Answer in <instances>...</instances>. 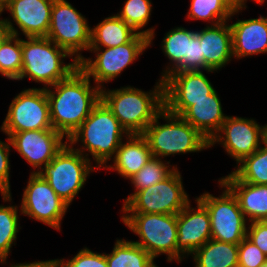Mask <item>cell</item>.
Masks as SVG:
<instances>
[{"mask_svg": "<svg viewBox=\"0 0 267 267\" xmlns=\"http://www.w3.org/2000/svg\"><path fill=\"white\" fill-rule=\"evenodd\" d=\"M166 120L160 124L159 119ZM148 142L153 157L161 158L175 154L201 152L210 148L209 141L181 116L165 108L142 133Z\"/></svg>", "mask_w": 267, "mask_h": 267, "instance_id": "5", "label": "cell"}, {"mask_svg": "<svg viewBox=\"0 0 267 267\" xmlns=\"http://www.w3.org/2000/svg\"><path fill=\"white\" fill-rule=\"evenodd\" d=\"M195 267H238V245L210 239L192 255Z\"/></svg>", "mask_w": 267, "mask_h": 267, "instance_id": "25", "label": "cell"}, {"mask_svg": "<svg viewBox=\"0 0 267 267\" xmlns=\"http://www.w3.org/2000/svg\"><path fill=\"white\" fill-rule=\"evenodd\" d=\"M64 138L54 129L28 130L13 133L10 141L14 150L34 168L33 173H38L67 143Z\"/></svg>", "mask_w": 267, "mask_h": 267, "instance_id": "16", "label": "cell"}, {"mask_svg": "<svg viewBox=\"0 0 267 267\" xmlns=\"http://www.w3.org/2000/svg\"><path fill=\"white\" fill-rule=\"evenodd\" d=\"M163 85L164 108L178 116L215 89L203 70L171 72L163 78Z\"/></svg>", "mask_w": 267, "mask_h": 267, "instance_id": "14", "label": "cell"}, {"mask_svg": "<svg viewBox=\"0 0 267 267\" xmlns=\"http://www.w3.org/2000/svg\"><path fill=\"white\" fill-rule=\"evenodd\" d=\"M62 267H108L105 253H97L85 247L74 257L66 259H56Z\"/></svg>", "mask_w": 267, "mask_h": 267, "instance_id": "35", "label": "cell"}, {"mask_svg": "<svg viewBox=\"0 0 267 267\" xmlns=\"http://www.w3.org/2000/svg\"><path fill=\"white\" fill-rule=\"evenodd\" d=\"M7 142L0 140V193L3 199V202H11L12 195L10 190V150H11V141L8 136Z\"/></svg>", "mask_w": 267, "mask_h": 267, "instance_id": "36", "label": "cell"}, {"mask_svg": "<svg viewBox=\"0 0 267 267\" xmlns=\"http://www.w3.org/2000/svg\"><path fill=\"white\" fill-rule=\"evenodd\" d=\"M127 142H121L112 157L113 165H106L103 169L117 171L124 179L135 175L153 157L148 142L142 134H129Z\"/></svg>", "mask_w": 267, "mask_h": 267, "instance_id": "23", "label": "cell"}, {"mask_svg": "<svg viewBox=\"0 0 267 267\" xmlns=\"http://www.w3.org/2000/svg\"><path fill=\"white\" fill-rule=\"evenodd\" d=\"M224 188L219 196L204 192L197 199L206 207L210 215L211 239L239 244L247 235V220L240 209L237 198L218 180Z\"/></svg>", "mask_w": 267, "mask_h": 267, "instance_id": "9", "label": "cell"}, {"mask_svg": "<svg viewBox=\"0 0 267 267\" xmlns=\"http://www.w3.org/2000/svg\"><path fill=\"white\" fill-rule=\"evenodd\" d=\"M233 57L241 59L267 53V17L237 20L230 24Z\"/></svg>", "mask_w": 267, "mask_h": 267, "instance_id": "19", "label": "cell"}, {"mask_svg": "<svg viewBox=\"0 0 267 267\" xmlns=\"http://www.w3.org/2000/svg\"><path fill=\"white\" fill-rule=\"evenodd\" d=\"M163 161L161 158L152 157L135 175L129 180L134 186V193L124 199L123 206L138 192L151 185L159 183L167 178L177 167L170 165V162ZM172 167V168H171Z\"/></svg>", "mask_w": 267, "mask_h": 267, "instance_id": "31", "label": "cell"}, {"mask_svg": "<svg viewBox=\"0 0 267 267\" xmlns=\"http://www.w3.org/2000/svg\"><path fill=\"white\" fill-rule=\"evenodd\" d=\"M237 165V169L232 173L240 181L253 185H267V149L262 145Z\"/></svg>", "mask_w": 267, "mask_h": 267, "instance_id": "32", "label": "cell"}, {"mask_svg": "<svg viewBox=\"0 0 267 267\" xmlns=\"http://www.w3.org/2000/svg\"><path fill=\"white\" fill-rule=\"evenodd\" d=\"M21 201V214L60 230L69 205L50 187L38 173L31 172Z\"/></svg>", "mask_w": 267, "mask_h": 267, "instance_id": "13", "label": "cell"}, {"mask_svg": "<svg viewBox=\"0 0 267 267\" xmlns=\"http://www.w3.org/2000/svg\"><path fill=\"white\" fill-rule=\"evenodd\" d=\"M264 144V148L267 149V125L263 126V132H262V145Z\"/></svg>", "mask_w": 267, "mask_h": 267, "instance_id": "42", "label": "cell"}, {"mask_svg": "<svg viewBox=\"0 0 267 267\" xmlns=\"http://www.w3.org/2000/svg\"><path fill=\"white\" fill-rule=\"evenodd\" d=\"M96 169L98 168L91 165L90 159L66 143L38 174L70 206L89 174Z\"/></svg>", "mask_w": 267, "mask_h": 267, "instance_id": "7", "label": "cell"}, {"mask_svg": "<svg viewBox=\"0 0 267 267\" xmlns=\"http://www.w3.org/2000/svg\"><path fill=\"white\" fill-rule=\"evenodd\" d=\"M267 262V256L249 239L238 244V267H260Z\"/></svg>", "mask_w": 267, "mask_h": 267, "instance_id": "37", "label": "cell"}, {"mask_svg": "<svg viewBox=\"0 0 267 267\" xmlns=\"http://www.w3.org/2000/svg\"><path fill=\"white\" fill-rule=\"evenodd\" d=\"M137 32L116 14L106 17L91 28L89 48H109L128 43Z\"/></svg>", "mask_w": 267, "mask_h": 267, "instance_id": "24", "label": "cell"}, {"mask_svg": "<svg viewBox=\"0 0 267 267\" xmlns=\"http://www.w3.org/2000/svg\"><path fill=\"white\" fill-rule=\"evenodd\" d=\"M219 181L237 198L240 209L249 223L267 221V185L242 182L232 171Z\"/></svg>", "mask_w": 267, "mask_h": 267, "instance_id": "21", "label": "cell"}, {"mask_svg": "<svg viewBox=\"0 0 267 267\" xmlns=\"http://www.w3.org/2000/svg\"><path fill=\"white\" fill-rule=\"evenodd\" d=\"M196 31L175 27L167 32L161 42V49L168 57L170 65L162 72L161 79L170 74L185 58H188L189 40ZM172 64V65H171Z\"/></svg>", "mask_w": 267, "mask_h": 267, "instance_id": "28", "label": "cell"}, {"mask_svg": "<svg viewBox=\"0 0 267 267\" xmlns=\"http://www.w3.org/2000/svg\"><path fill=\"white\" fill-rule=\"evenodd\" d=\"M254 2H256L257 4H263L265 2V0H253Z\"/></svg>", "mask_w": 267, "mask_h": 267, "instance_id": "45", "label": "cell"}, {"mask_svg": "<svg viewBox=\"0 0 267 267\" xmlns=\"http://www.w3.org/2000/svg\"><path fill=\"white\" fill-rule=\"evenodd\" d=\"M122 222L140 241H133L154 259L165 254L167 261L177 260V214L125 213Z\"/></svg>", "mask_w": 267, "mask_h": 267, "instance_id": "6", "label": "cell"}, {"mask_svg": "<svg viewBox=\"0 0 267 267\" xmlns=\"http://www.w3.org/2000/svg\"><path fill=\"white\" fill-rule=\"evenodd\" d=\"M181 173L176 168L167 178L138 191L124 206L123 213L178 214L189 202Z\"/></svg>", "mask_w": 267, "mask_h": 267, "instance_id": "10", "label": "cell"}, {"mask_svg": "<svg viewBox=\"0 0 267 267\" xmlns=\"http://www.w3.org/2000/svg\"><path fill=\"white\" fill-rule=\"evenodd\" d=\"M2 12H4V10L0 7V16H1ZM1 20H2V19L0 18V21H1Z\"/></svg>", "mask_w": 267, "mask_h": 267, "instance_id": "46", "label": "cell"}, {"mask_svg": "<svg viewBox=\"0 0 267 267\" xmlns=\"http://www.w3.org/2000/svg\"><path fill=\"white\" fill-rule=\"evenodd\" d=\"M4 21L10 28L11 35L0 47V74L10 80H17L22 70L20 33L13 26L12 20L6 18Z\"/></svg>", "mask_w": 267, "mask_h": 267, "instance_id": "27", "label": "cell"}, {"mask_svg": "<svg viewBox=\"0 0 267 267\" xmlns=\"http://www.w3.org/2000/svg\"><path fill=\"white\" fill-rule=\"evenodd\" d=\"M7 0H0V7L3 9Z\"/></svg>", "mask_w": 267, "mask_h": 267, "instance_id": "44", "label": "cell"}, {"mask_svg": "<svg viewBox=\"0 0 267 267\" xmlns=\"http://www.w3.org/2000/svg\"><path fill=\"white\" fill-rule=\"evenodd\" d=\"M151 12V0H126L123 9L116 15L135 32L147 36L149 38V45H151L155 38L154 27L142 30L148 24Z\"/></svg>", "mask_w": 267, "mask_h": 267, "instance_id": "30", "label": "cell"}, {"mask_svg": "<svg viewBox=\"0 0 267 267\" xmlns=\"http://www.w3.org/2000/svg\"><path fill=\"white\" fill-rule=\"evenodd\" d=\"M10 28L5 23L4 19L0 21V47L3 42L11 35Z\"/></svg>", "mask_w": 267, "mask_h": 267, "instance_id": "40", "label": "cell"}, {"mask_svg": "<svg viewBox=\"0 0 267 267\" xmlns=\"http://www.w3.org/2000/svg\"><path fill=\"white\" fill-rule=\"evenodd\" d=\"M88 20L66 0H54L47 38L68 51L79 62L81 51L89 50L91 27Z\"/></svg>", "mask_w": 267, "mask_h": 267, "instance_id": "11", "label": "cell"}, {"mask_svg": "<svg viewBox=\"0 0 267 267\" xmlns=\"http://www.w3.org/2000/svg\"><path fill=\"white\" fill-rule=\"evenodd\" d=\"M181 117L196 128L209 142L218 133L227 115L214 89L208 98L194 101Z\"/></svg>", "mask_w": 267, "mask_h": 267, "instance_id": "22", "label": "cell"}, {"mask_svg": "<svg viewBox=\"0 0 267 267\" xmlns=\"http://www.w3.org/2000/svg\"><path fill=\"white\" fill-rule=\"evenodd\" d=\"M150 47L149 38L136 34L128 43L109 48H89L95 53V59L83 57L79 61V68L102 89L103 83H108L118 77L133 61Z\"/></svg>", "mask_w": 267, "mask_h": 267, "instance_id": "8", "label": "cell"}, {"mask_svg": "<svg viewBox=\"0 0 267 267\" xmlns=\"http://www.w3.org/2000/svg\"><path fill=\"white\" fill-rule=\"evenodd\" d=\"M248 226L246 238L267 256V221L251 222Z\"/></svg>", "mask_w": 267, "mask_h": 267, "instance_id": "38", "label": "cell"}, {"mask_svg": "<svg viewBox=\"0 0 267 267\" xmlns=\"http://www.w3.org/2000/svg\"><path fill=\"white\" fill-rule=\"evenodd\" d=\"M194 70H205L207 73L214 72L205 66L198 31L189 40L188 58H185L172 72Z\"/></svg>", "mask_w": 267, "mask_h": 267, "instance_id": "34", "label": "cell"}, {"mask_svg": "<svg viewBox=\"0 0 267 267\" xmlns=\"http://www.w3.org/2000/svg\"><path fill=\"white\" fill-rule=\"evenodd\" d=\"M242 9H233L224 0H191L187 13L189 20H203L216 25L232 19ZM211 21V22H210Z\"/></svg>", "mask_w": 267, "mask_h": 267, "instance_id": "29", "label": "cell"}, {"mask_svg": "<svg viewBox=\"0 0 267 267\" xmlns=\"http://www.w3.org/2000/svg\"><path fill=\"white\" fill-rule=\"evenodd\" d=\"M47 129L53 127L45 88H28L16 95L0 128L9 137L16 132Z\"/></svg>", "mask_w": 267, "mask_h": 267, "instance_id": "12", "label": "cell"}, {"mask_svg": "<svg viewBox=\"0 0 267 267\" xmlns=\"http://www.w3.org/2000/svg\"><path fill=\"white\" fill-rule=\"evenodd\" d=\"M54 0H7L3 10L26 37H46Z\"/></svg>", "mask_w": 267, "mask_h": 267, "instance_id": "18", "label": "cell"}, {"mask_svg": "<svg viewBox=\"0 0 267 267\" xmlns=\"http://www.w3.org/2000/svg\"><path fill=\"white\" fill-rule=\"evenodd\" d=\"M227 4H229L234 10L235 9H246L247 0H224Z\"/></svg>", "mask_w": 267, "mask_h": 267, "instance_id": "41", "label": "cell"}, {"mask_svg": "<svg viewBox=\"0 0 267 267\" xmlns=\"http://www.w3.org/2000/svg\"><path fill=\"white\" fill-rule=\"evenodd\" d=\"M128 135L117 118L100 100L66 141L74 150L87 156L88 159H90L89 154L92 155L96 167L101 169L106 166L112 156H115L123 137ZM78 142L82 143L81 148H74Z\"/></svg>", "mask_w": 267, "mask_h": 267, "instance_id": "3", "label": "cell"}, {"mask_svg": "<svg viewBox=\"0 0 267 267\" xmlns=\"http://www.w3.org/2000/svg\"><path fill=\"white\" fill-rule=\"evenodd\" d=\"M263 126L255 119L227 116L209 147L221 144L236 163L256 152L262 144Z\"/></svg>", "mask_w": 267, "mask_h": 267, "instance_id": "15", "label": "cell"}, {"mask_svg": "<svg viewBox=\"0 0 267 267\" xmlns=\"http://www.w3.org/2000/svg\"><path fill=\"white\" fill-rule=\"evenodd\" d=\"M54 260H46V261H35V262H30V263H16V264H11L10 267H49L54 261Z\"/></svg>", "mask_w": 267, "mask_h": 267, "instance_id": "39", "label": "cell"}, {"mask_svg": "<svg viewBox=\"0 0 267 267\" xmlns=\"http://www.w3.org/2000/svg\"><path fill=\"white\" fill-rule=\"evenodd\" d=\"M90 82V78L77 68L68 78L45 88L52 127L66 140L101 100V89L97 85L91 86Z\"/></svg>", "mask_w": 267, "mask_h": 267, "instance_id": "1", "label": "cell"}, {"mask_svg": "<svg viewBox=\"0 0 267 267\" xmlns=\"http://www.w3.org/2000/svg\"><path fill=\"white\" fill-rule=\"evenodd\" d=\"M21 49L22 70L18 81L28 77L48 88L68 78L79 68V62L68 51L47 37L21 39ZM67 57H72L73 61L65 64L63 61Z\"/></svg>", "mask_w": 267, "mask_h": 267, "instance_id": "4", "label": "cell"}, {"mask_svg": "<svg viewBox=\"0 0 267 267\" xmlns=\"http://www.w3.org/2000/svg\"><path fill=\"white\" fill-rule=\"evenodd\" d=\"M18 206L0 205V263L6 264L19 232Z\"/></svg>", "mask_w": 267, "mask_h": 267, "instance_id": "33", "label": "cell"}, {"mask_svg": "<svg viewBox=\"0 0 267 267\" xmlns=\"http://www.w3.org/2000/svg\"><path fill=\"white\" fill-rule=\"evenodd\" d=\"M205 66L216 71L225 67L233 57L232 32L228 21L207 25L198 31Z\"/></svg>", "mask_w": 267, "mask_h": 267, "instance_id": "20", "label": "cell"}, {"mask_svg": "<svg viewBox=\"0 0 267 267\" xmlns=\"http://www.w3.org/2000/svg\"><path fill=\"white\" fill-rule=\"evenodd\" d=\"M108 267H154V258L133 241L117 239L110 254H106Z\"/></svg>", "mask_w": 267, "mask_h": 267, "instance_id": "26", "label": "cell"}, {"mask_svg": "<svg viewBox=\"0 0 267 267\" xmlns=\"http://www.w3.org/2000/svg\"><path fill=\"white\" fill-rule=\"evenodd\" d=\"M197 208L189 202L177 214V262L192 255L211 239L210 215L206 207L195 198Z\"/></svg>", "mask_w": 267, "mask_h": 267, "instance_id": "17", "label": "cell"}, {"mask_svg": "<svg viewBox=\"0 0 267 267\" xmlns=\"http://www.w3.org/2000/svg\"><path fill=\"white\" fill-rule=\"evenodd\" d=\"M49 267H62V266L57 260H55Z\"/></svg>", "mask_w": 267, "mask_h": 267, "instance_id": "43", "label": "cell"}, {"mask_svg": "<svg viewBox=\"0 0 267 267\" xmlns=\"http://www.w3.org/2000/svg\"><path fill=\"white\" fill-rule=\"evenodd\" d=\"M101 101L117 118L128 134H142L164 109L163 79L149 92L131 86L101 89Z\"/></svg>", "mask_w": 267, "mask_h": 267, "instance_id": "2", "label": "cell"}, {"mask_svg": "<svg viewBox=\"0 0 267 267\" xmlns=\"http://www.w3.org/2000/svg\"><path fill=\"white\" fill-rule=\"evenodd\" d=\"M260 267H267V262L266 263H264L262 266H260Z\"/></svg>", "mask_w": 267, "mask_h": 267, "instance_id": "47", "label": "cell"}]
</instances>
